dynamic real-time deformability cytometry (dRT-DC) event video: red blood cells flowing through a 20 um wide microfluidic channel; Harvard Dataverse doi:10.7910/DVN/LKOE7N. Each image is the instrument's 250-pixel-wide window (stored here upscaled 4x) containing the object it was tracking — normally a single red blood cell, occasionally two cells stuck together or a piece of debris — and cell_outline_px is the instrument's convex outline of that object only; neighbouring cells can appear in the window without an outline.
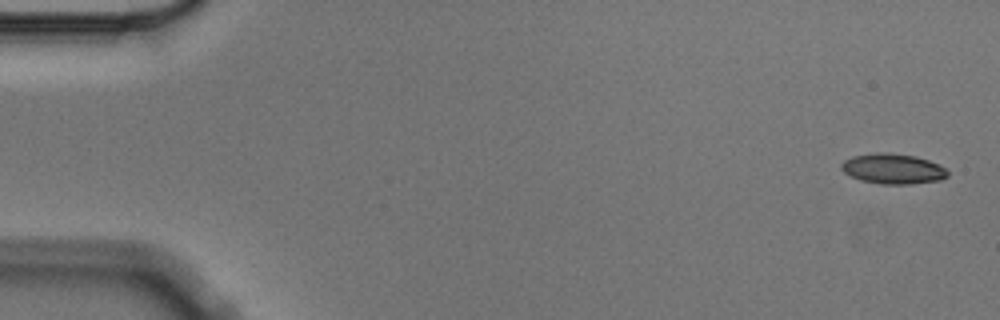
{"species": "Egyptian fruit bat (a non-hibernating species)", "species_latin": "Rousettus aegyptiacus", "temperature_condition": "cold", "stored_images_in_passage": 5, "segment_of_instrument_passage": [2, 2], "camera_frame_rate_fps": 3000, "um_per_image_px": 0.085, "animal": {"sex": "male"}, "frame": {"image": 1, "passage_image": 5, "time_ms": 1.333, "image_size_px": [1000, 320], "cell_outline_px": [[948, 176], [940, 180], [908, 184], [880, 184], [860, 180], [844, 172], [840, 168], [840, 164], [844, 160], [852, 156], [884, 152], [888, 152], [916, 156], [928, 160], [944, 168], [948, 172]], "centroid_in_image_um": [75.87, 14.35], "position_along_channel_um": 9.1, "area_um2": 18.61}}